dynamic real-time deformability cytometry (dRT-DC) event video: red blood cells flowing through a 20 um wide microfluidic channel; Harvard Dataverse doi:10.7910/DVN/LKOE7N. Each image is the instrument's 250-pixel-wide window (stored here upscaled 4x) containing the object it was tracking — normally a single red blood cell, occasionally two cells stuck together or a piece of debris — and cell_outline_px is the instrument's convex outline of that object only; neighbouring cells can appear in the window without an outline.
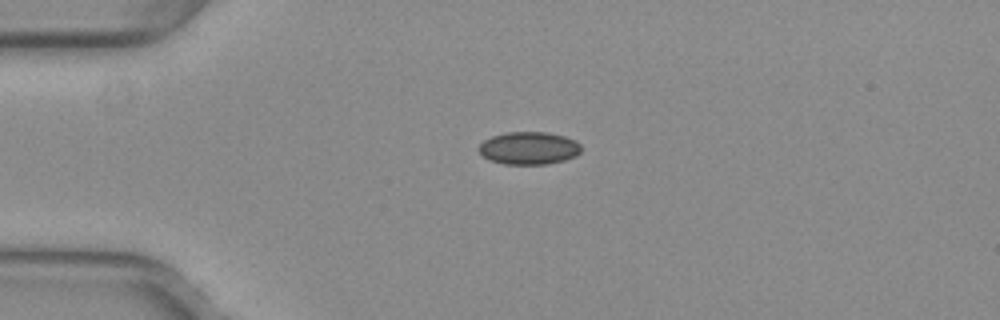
{"species": "common noctule bat (a hibernating species)", "species_latin": "Nyctalus noctula", "temperature_condition": "warm", "stored_images_in_passage": 40, "camera_frame_rate_fps": 3000, "um_per_image_px": 0.085, "animal": {"sex": "female", "body_mass_g": 29.2, "forearm_length_mm": 56.3}, "frame": {"image": 1, "passage_image": 1, "time_ms": 0.0, "image_size_px": [1000, 320], "cell_outline_px": [[580, 152], [576, 156], [564, 160], [548, 164], [504, 164], [488, 160], [476, 148], [484, 140], [492, 136], [508, 132], [548, 132], [564, 136], [576, 140], [580, 144]], "centroid_in_image_um": [44.95, 12.59], "position_along_channel_um": 40.1, "area_um2": 19.59}}
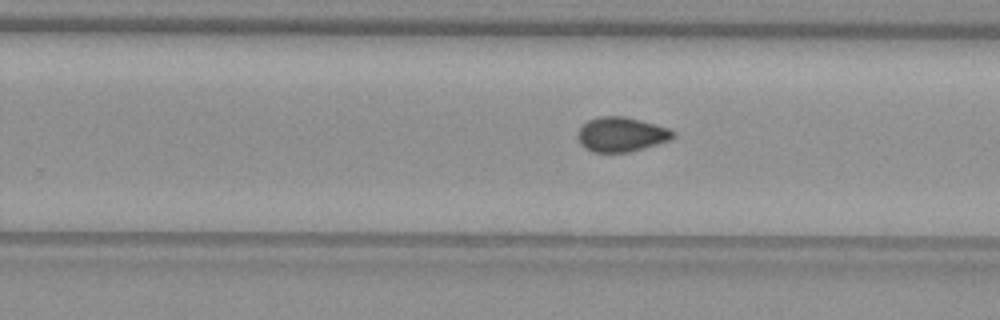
{"frame": {"image": 2, "passage_image": 21, "time_ms": 6.667, "image_size_px": [1000, 320], "cell_outline_px": [[672, 136], [668, 140], [656, 144], [628, 152], [592, 152], [584, 148], [580, 144], [576, 136], [576, 132], [588, 120], [600, 116], [624, 116], [640, 120], [668, 128], [672, 132]], "centroid_in_image_um": [52.71, 11.42], "position_along_channel_um": 277.1, "area_um2": 18.96}}
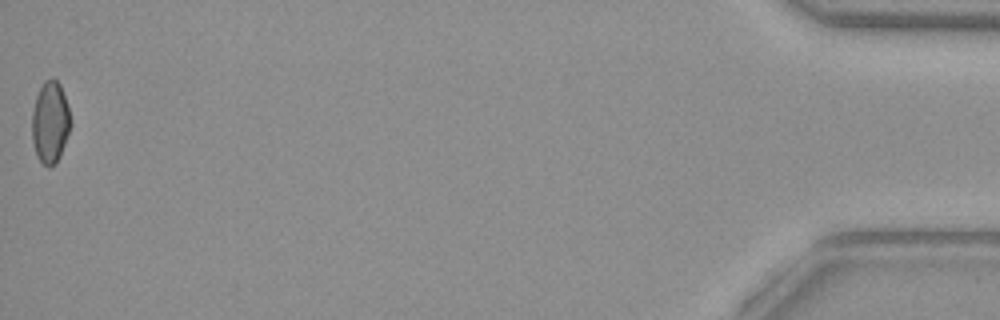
{"frame": {"image": 3, "passage_image": 40, "time_ms": 13.0, "image_size_px": [1000, 320], "cell_outline_px": [[72, 124], [60, 156], [56, 164], [48, 168], [36, 156], [32, 140], [32, 112], [36, 96], [44, 80], [52, 76], [60, 84], [72, 120]], "centroid_in_image_um": [4.27, 10.4], "position_along_channel_um": 430.9, "area_um2": 18.61}, "authors_computed_cell_mechanics": {"area_um2": 18.9584, "velocity_mm_per_s": 4.0245, "shape_relaxation_time_tau1_ms": null, "shape_relaxation_time_tau2_ms": 1.9768, "deformation_change_tau1": null, "deformation_change_tau2": 0.0571}}